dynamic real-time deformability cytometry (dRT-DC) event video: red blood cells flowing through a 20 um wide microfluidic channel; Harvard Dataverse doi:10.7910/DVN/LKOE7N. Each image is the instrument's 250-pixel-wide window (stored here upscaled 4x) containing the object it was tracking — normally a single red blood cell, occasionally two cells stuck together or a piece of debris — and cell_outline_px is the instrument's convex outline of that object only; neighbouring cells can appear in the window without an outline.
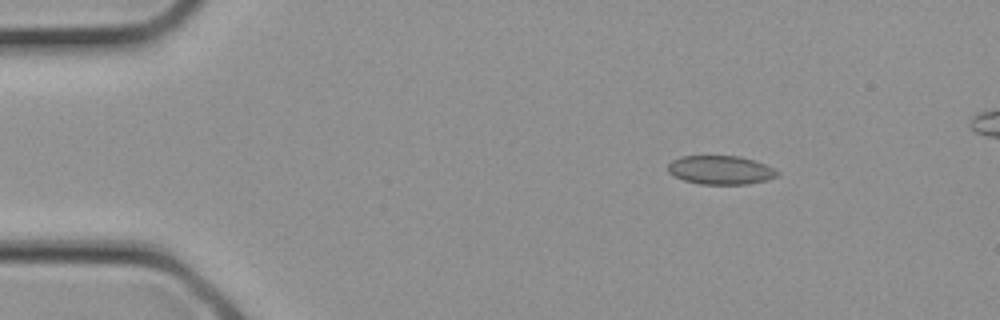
{"species": "common noctule bat (a hibernating species)", "species_latin": "Nyctalus noctula", "temperature_condition": "cold", "stored_images_in_passage": 10, "camera_frame_rate_fps": 3000, "um_per_image_px": 0.085, "animal": {"sex": "female", "body_mass_g": 21.9}, "frame": {"image": 1, "passage_image": 4, "time_ms": 1.0, "image_size_px": [1000, 320], "cell_outline_px": [[780, 176], [768, 180], [748, 184], [700, 184], [684, 180], [668, 172], [668, 164], [672, 160], [680, 156], [740, 156], [764, 164], [780, 172]], "centroid_in_image_um": [61.27, 14.45], "position_along_channel_um": 23.7, "area_um2": 18.32}}
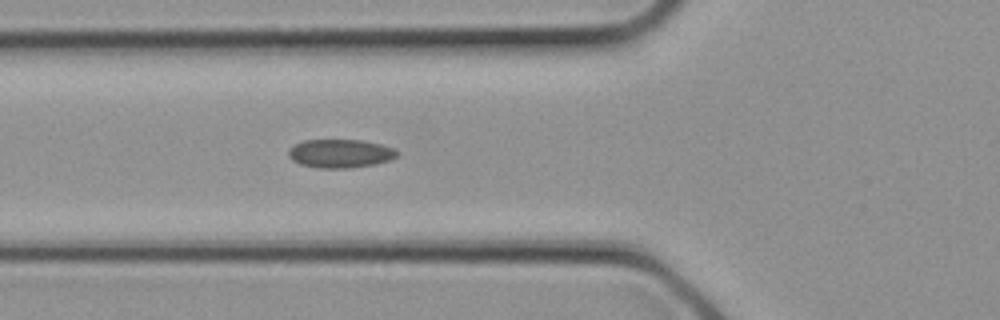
{"frame": {"image": 2, "passage_image": 10, "time_ms": 3.0, "image_size_px": [1000, 320], "cell_outline_px": [[396, 156], [388, 160], [376, 164], [348, 168], [320, 168], [300, 164], [292, 160], [288, 156], [288, 148], [304, 140], [360, 140], [380, 144], [392, 148], [396, 152]], "centroid_in_image_um": [28.86, 13.05], "position_along_channel_um": 96.9, "area_um2": 17.86}}